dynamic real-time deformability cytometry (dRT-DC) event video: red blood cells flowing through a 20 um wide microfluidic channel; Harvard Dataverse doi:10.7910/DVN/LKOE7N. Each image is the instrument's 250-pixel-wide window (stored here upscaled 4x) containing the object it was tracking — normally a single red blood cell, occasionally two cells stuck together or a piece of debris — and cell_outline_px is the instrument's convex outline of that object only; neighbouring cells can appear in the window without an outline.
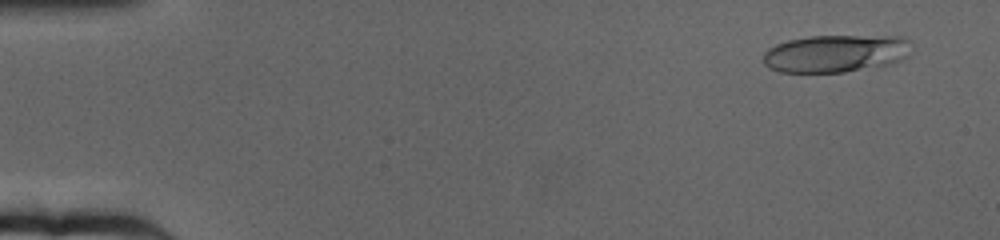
{"species": "human", "species_latin": "Homo sapiens", "temperature_condition": "cold", "stored_images_in_passage": 64, "camera_frame_rate_fps": 3000, "um_per_image_px": 0.085, "donor": {"sex": "female"}, "frame": {"image": 1, "passage_image": 4, "time_ms": 1.0, "image_size_px": [1000, 240], "cell_outline_px": [[912, 40], [908, 56], [892, 64], [844, 72], [780, 72], [768, 68], [764, 64], [764, 52], [768, 48], [776, 44], [788, 40], [808, 36], [904, 36]], "centroid_in_image_um": [71.06, 4.54], "position_along_channel_um": 13.9, "area_um2": 32.77}}
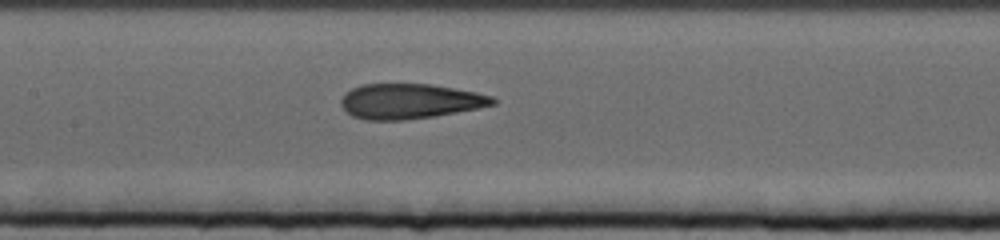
{"frame": {"image": 2, "passage_image": 31, "time_ms": 10.0, "image_size_px": [1000, 240], "cell_outline_px": [[496, 104], [436, 116], [404, 120], [364, 120], [352, 116], [340, 104], [340, 100], [344, 92], [360, 84], [432, 84], [476, 92], [492, 96], [496, 100]], "centroid_in_image_um": [34.8, 8.6], "position_along_channel_um": 172.6, "area_um2": 31.1}}
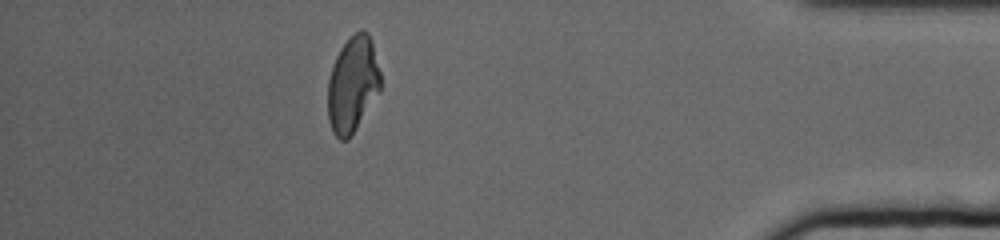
{"frame": {"image": 3, "passage_image": 57, "time_ms": 18.667, "image_size_px": [1000, 240], "cell_outline_px": [[380, 92], [348, 140], [340, 140], [336, 136], [328, 120], [328, 80], [336, 56], [340, 48], [360, 28], [364, 28], [368, 32], [372, 40], [380, 72]], "centroid_in_image_um": [29.99, 7.15], "position_along_channel_um": 405.2, "area_um2": 29.42}, "authors_computed_cell_mechanics": {"area_um2": 31.3854, "velocity_mm_per_s": 3.1712, "shape_relaxation_time_tau1_ms": 9.9639, "shape_relaxation_time_tau2_ms": 1.7929, "deformation_change_tau1": 0.2545, "deformation_change_tau2": 0.1088}}